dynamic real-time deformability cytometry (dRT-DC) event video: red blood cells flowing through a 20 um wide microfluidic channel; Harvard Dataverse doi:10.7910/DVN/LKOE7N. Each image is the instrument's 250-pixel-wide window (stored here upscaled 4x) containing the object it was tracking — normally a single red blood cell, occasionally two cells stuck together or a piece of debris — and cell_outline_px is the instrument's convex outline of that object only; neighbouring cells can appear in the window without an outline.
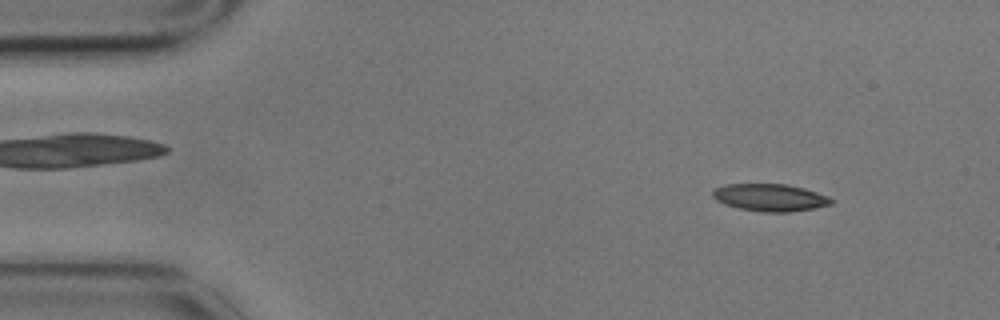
{"species": "common noctule bat (a hibernating species)", "species_latin": "Nyctalus noctula", "temperature_condition": "cold", "stored_images_in_passage": 3, "camera_frame_rate_fps": 3000, "um_per_image_px": 0.085, "animal": {"sex": "male", "body_mass_g": 17.9}, "frame": {"image": 1, "passage_image": 1, "time_ms": 0.0, "image_size_px": [1000, 320], "cell_outline_px": [[836, 200], [832, 204], [812, 208], [788, 212], [764, 212], [740, 208], [724, 204], [716, 200], [712, 196], [712, 192], [716, 188], [724, 184], [788, 184], [804, 188], [828, 196]], "centroid_in_image_um": [65.46, 16.78], "position_along_channel_um": 19.5, "area_um2": 18.84}}